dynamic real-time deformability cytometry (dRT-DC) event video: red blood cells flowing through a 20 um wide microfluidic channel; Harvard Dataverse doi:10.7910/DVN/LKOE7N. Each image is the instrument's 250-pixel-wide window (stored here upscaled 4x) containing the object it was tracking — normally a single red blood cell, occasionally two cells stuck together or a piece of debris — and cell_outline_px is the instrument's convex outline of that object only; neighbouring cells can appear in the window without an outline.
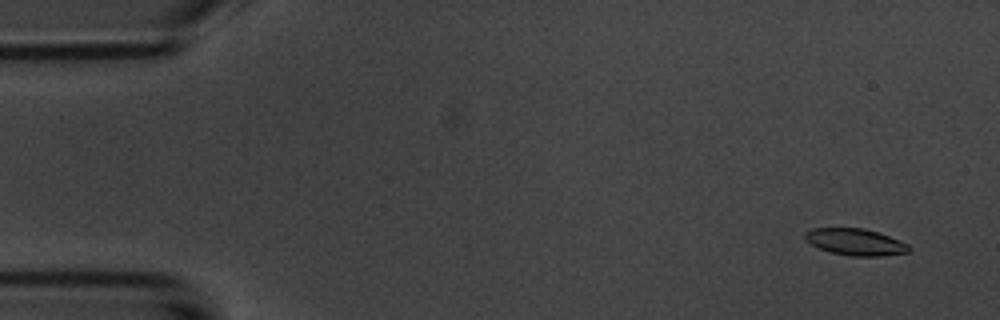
{"species": "common noctule bat (a hibernating species)", "species_latin": "Nyctalus noctula", "temperature_condition": "room temperature", "stored_images_in_passage": 10, "camera_frame_rate_fps": 3000, "um_per_image_px": 0.085, "animal": {"sex": "male", "body_mass_g": 20.1, "forearm_length_mm": 53.5}, "frame": {"image": 1, "passage_image": 1, "time_ms": 0.0, "image_size_px": [1000, 320], "cell_outline_px": [[912, 248], [908, 252], [880, 256], [848, 256], [832, 252], [820, 248], [804, 240], [804, 232], [812, 228], [864, 228], [888, 236], [908, 244]], "centroid_in_image_um": [72.68, 20.56], "position_along_channel_um": 12.3, "area_um2": 16.07}}
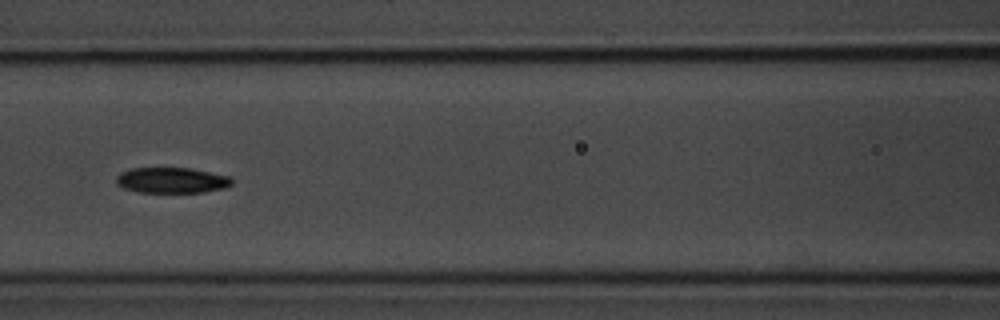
{"frame": {"image": 2, "passage_image": 7, "time_ms": 7.0, "image_size_px": [1000, 320], "cell_outline_px": [[232, 184], [224, 188], [204, 192], [136, 192], [124, 188], [116, 184], [116, 176], [120, 172], [132, 168], [192, 168], [228, 176], [232, 180]], "centroid_in_image_um": [14.56, 15.32], "position_along_channel_um": 152.0, "area_um2": 17.28}}